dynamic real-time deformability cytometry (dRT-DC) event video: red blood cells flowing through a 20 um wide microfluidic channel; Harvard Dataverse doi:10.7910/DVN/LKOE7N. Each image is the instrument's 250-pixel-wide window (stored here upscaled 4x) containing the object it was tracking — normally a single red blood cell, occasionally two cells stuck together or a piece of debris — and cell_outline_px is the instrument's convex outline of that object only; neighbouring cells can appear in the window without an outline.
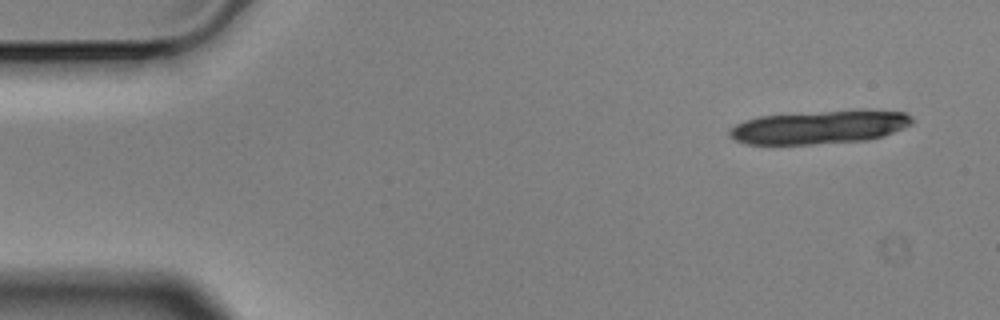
{"species": "Egyptian fruit bat (a non-hibernating species)", "species_latin": "Rousettus aegyptiacus", "temperature_condition": "cold", "stored_images_in_passage": 6, "camera_frame_rate_fps": 3000, "um_per_image_px": 0.085, "animal": {"sex": "male"}, "frame": {"image": 1, "passage_image": 1, "time_ms": 0.0, "image_size_px": [1000, 320], "cell_outline_px": [[912, 124], [904, 128], [884, 136], [868, 140], [812, 144], [744, 144], [728, 136], [728, 132], [736, 124], [760, 116], [820, 112], [904, 112], [912, 116]], "centroid_in_image_um": [69.61, 10.85], "position_along_channel_um": 15.4, "area_um2": 34.51}}
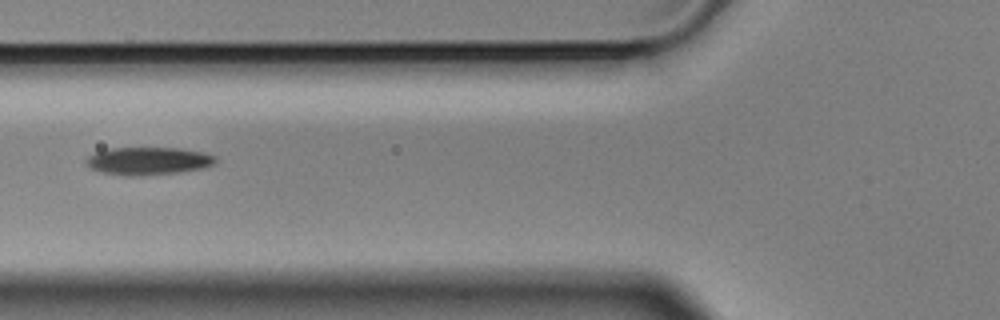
{"frame": {"image": 2, "passage_image": 6, "time_ms": 1.667, "image_size_px": [1000, 320], "cell_outline_px": [[216, 164], [204, 168], [176, 172], [140, 176], [124, 176], [104, 172], [92, 168], [84, 160], [88, 156], [96, 152], [112, 148], [180, 148], [204, 152], [216, 156]], "centroid_in_image_um": [12.65, 13.68], "position_along_channel_um": 113.2, "area_um2": 20.87}}